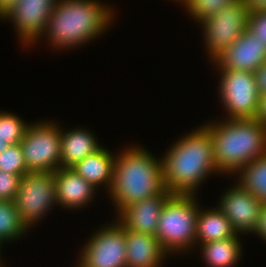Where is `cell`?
<instances>
[{
    "instance_id": "1",
    "label": "cell",
    "mask_w": 266,
    "mask_h": 267,
    "mask_svg": "<svg viewBox=\"0 0 266 267\" xmlns=\"http://www.w3.org/2000/svg\"><path fill=\"white\" fill-rule=\"evenodd\" d=\"M164 155L160 158L162 179L171 194L197 196V188L203 180L219 173L212 137L205 125L176 140Z\"/></svg>"
},
{
    "instance_id": "2",
    "label": "cell",
    "mask_w": 266,
    "mask_h": 267,
    "mask_svg": "<svg viewBox=\"0 0 266 267\" xmlns=\"http://www.w3.org/2000/svg\"><path fill=\"white\" fill-rule=\"evenodd\" d=\"M112 11L99 0H58L43 36L58 50L77 48L108 30L114 19Z\"/></svg>"
},
{
    "instance_id": "3",
    "label": "cell",
    "mask_w": 266,
    "mask_h": 267,
    "mask_svg": "<svg viewBox=\"0 0 266 267\" xmlns=\"http://www.w3.org/2000/svg\"><path fill=\"white\" fill-rule=\"evenodd\" d=\"M131 147L127 146L119 155L116 154L113 182L108 192L116 214L126 206L154 197L166 189L161 159L144 147Z\"/></svg>"
},
{
    "instance_id": "4",
    "label": "cell",
    "mask_w": 266,
    "mask_h": 267,
    "mask_svg": "<svg viewBox=\"0 0 266 267\" xmlns=\"http://www.w3.org/2000/svg\"><path fill=\"white\" fill-rule=\"evenodd\" d=\"M211 134L219 174H236L266 154V125L257 118L228 119L205 125Z\"/></svg>"
},
{
    "instance_id": "5",
    "label": "cell",
    "mask_w": 266,
    "mask_h": 267,
    "mask_svg": "<svg viewBox=\"0 0 266 267\" xmlns=\"http://www.w3.org/2000/svg\"><path fill=\"white\" fill-rule=\"evenodd\" d=\"M197 201L195 195L172 194L163 205L155 236L167 254L195 249Z\"/></svg>"
},
{
    "instance_id": "6",
    "label": "cell",
    "mask_w": 266,
    "mask_h": 267,
    "mask_svg": "<svg viewBox=\"0 0 266 267\" xmlns=\"http://www.w3.org/2000/svg\"><path fill=\"white\" fill-rule=\"evenodd\" d=\"M59 128L54 121L28 123L20 146L29 172H55L60 168Z\"/></svg>"
},
{
    "instance_id": "7",
    "label": "cell",
    "mask_w": 266,
    "mask_h": 267,
    "mask_svg": "<svg viewBox=\"0 0 266 267\" xmlns=\"http://www.w3.org/2000/svg\"><path fill=\"white\" fill-rule=\"evenodd\" d=\"M14 204L29 230L57 205L55 172L25 173L21 177Z\"/></svg>"
},
{
    "instance_id": "8",
    "label": "cell",
    "mask_w": 266,
    "mask_h": 267,
    "mask_svg": "<svg viewBox=\"0 0 266 267\" xmlns=\"http://www.w3.org/2000/svg\"><path fill=\"white\" fill-rule=\"evenodd\" d=\"M249 11L243 0H235L200 23L208 57L213 61L229 48L248 25Z\"/></svg>"
},
{
    "instance_id": "9",
    "label": "cell",
    "mask_w": 266,
    "mask_h": 267,
    "mask_svg": "<svg viewBox=\"0 0 266 267\" xmlns=\"http://www.w3.org/2000/svg\"><path fill=\"white\" fill-rule=\"evenodd\" d=\"M220 70L218 90L228 119L257 118L260 95L252 72Z\"/></svg>"
},
{
    "instance_id": "10",
    "label": "cell",
    "mask_w": 266,
    "mask_h": 267,
    "mask_svg": "<svg viewBox=\"0 0 266 267\" xmlns=\"http://www.w3.org/2000/svg\"><path fill=\"white\" fill-rule=\"evenodd\" d=\"M125 229L116 221L94 232L81 250L77 267H126Z\"/></svg>"
},
{
    "instance_id": "11",
    "label": "cell",
    "mask_w": 266,
    "mask_h": 267,
    "mask_svg": "<svg viewBox=\"0 0 266 267\" xmlns=\"http://www.w3.org/2000/svg\"><path fill=\"white\" fill-rule=\"evenodd\" d=\"M57 2L58 0H17L0 19H10L21 44L28 47L42 38Z\"/></svg>"
},
{
    "instance_id": "12",
    "label": "cell",
    "mask_w": 266,
    "mask_h": 267,
    "mask_svg": "<svg viewBox=\"0 0 266 267\" xmlns=\"http://www.w3.org/2000/svg\"><path fill=\"white\" fill-rule=\"evenodd\" d=\"M236 183L222 194L217 206L226 215L237 234H253L263 203Z\"/></svg>"
},
{
    "instance_id": "13",
    "label": "cell",
    "mask_w": 266,
    "mask_h": 267,
    "mask_svg": "<svg viewBox=\"0 0 266 267\" xmlns=\"http://www.w3.org/2000/svg\"><path fill=\"white\" fill-rule=\"evenodd\" d=\"M266 61V46L248 28L212 62L217 69L254 72Z\"/></svg>"
},
{
    "instance_id": "14",
    "label": "cell",
    "mask_w": 266,
    "mask_h": 267,
    "mask_svg": "<svg viewBox=\"0 0 266 267\" xmlns=\"http://www.w3.org/2000/svg\"><path fill=\"white\" fill-rule=\"evenodd\" d=\"M172 194L165 189L154 197L132 203L117 215V221L125 230L155 235L160 213Z\"/></svg>"
},
{
    "instance_id": "15",
    "label": "cell",
    "mask_w": 266,
    "mask_h": 267,
    "mask_svg": "<svg viewBox=\"0 0 266 267\" xmlns=\"http://www.w3.org/2000/svg\"><path fill=\"white\" fill-rule=\"evenodd\" d=\"M57 206L77 209L92 202L96 188L72 168H59L55 171Z\"/></svg>"
},
{
    "instance_id": "16",
    "label": "cell",
    "mask_w": 266,
    "mask_h": 267,
    "mask_svg": "<svg viewBox=\"0 0 266 267\" xmlns=\"http://www.w3.org/2000/svg\"><path fill=\"white\" fill-rule=\"evenodd\" d=\"M125 240L126 267H162L168 254L155 235L125 230Z\"/></svg>"
},
{
    "instance_id": "17",
    "label": "cell",
    "mask_w": 266,
    "mask_h": 267,
    "mask_svg": "<svg viewBox=\"0 0 266 267\" xmlns=\"http://www.w3.org/2000/svg\"><path fill=\"white\" fill-rule=\"evenodd\" d=\"M94 134L87 129H61L60 168H72L86 156L102 148Z\"/></svg>"
},
{
    "instance_id": "18",
    "label": "cell",
    "mask_w": 266,
    "mask_h": 267,
    "mask_svg": "<svg viewBox=\"0 0 266 267\" xmlns=\"http://www.w3.org/2000/svg\"><path fill=\"white\" fill-rule=\"evenodd\" d=\"M115 161L116 154L114 155V153L112 154L108 149L102 147L95 153L86 156L72 169L96 189H99L100 185H104L107 193L113 182Z\"/></svg>"
},
{
    "instance_id": "19",
    "label": "cell",
    "mask_w": 266,
    "mask_h": 267,
    "mask_svg": "<svg viewBox=\"0 0 266 267\" xmlns=\"http://www.w3.org/2000/svg\"><path fill=\"white\" fill-rule=\"evenodd\" d=\"M196 226L197 245L239 235L233 230L230 221L218 206L206 210L200 207Z\"/></svg>"
},
{
    "instance_id": "20",
    "label": "cell",
    "mask_w": 266,
    "mask_h": 267,
    "mask_svg": "<svg viewBox=\"0 0 266 267\" xmlns=\"http://www.w3.org/2000/svg\"><path fill=\"white\" fill-rule=\"evenodd\" d=\"M240 236L199 244L200 253L209 267H235L240 261Z\"/></svg>"
},
{
    "instance_id": "21",
    "label": "cell",
    "mask_w": 266,
    "mask_h": 267,
    "mask_svg": "<svg viewBox=\"0 0 266 267\" xmlns=\"http://www.w3.org/2000/svg\"><path fill=\"white\" fill-rule=\"evenodd\" d=\"M236 175L239 176L236 182H239L242 188L261 203H266V154L246 164Z\"/></svg>"
},
{
    "instance_id": "22",
    "label": "cell",
    "mask_w": 266,
    "mask_h": 267,
    "mask_svg": "<svg viewBox=\"0 0 266 267\" xmlns=\"http://www.w3.org/2000/svg\"><path fill=\"white\" fill-rule=\"evenodd\" d=\"M28 228L22 222L14 201L0 200V243L19 240L28 232Z\"/></svg>"
},
{
    "instance_id": "23",
    "label": "cell",
    "mask_w": 266,
    "mask_h": 267,
    "mask_svg": "<svg viewBox=\"0 0 266 267\" xmlns=\"http://www.w3.org/2000/svg\"><path fill=\"white\" fill-rule=\"evenodd\" d=\"M28 124L12 112L0 111V139L9 145L18 144L24 137Z\"/></svg>"
},
{
    "instance_id": "24",
    "label": "cell",
    "mask_w": 266,
    "mask_h": 267,
    "mask_svg": "<svg viewBox=\"0 0 266 267\" xmlns=\"http://www.w3.org/2000/svg\"><path fill=\"white\" fill-rule=\"evenodd\" d=\"M235 0H184L181 5H184L187 9V13L192 18L201 23L206 18L212 16L214 13H218L228 4H231Z\"/></svg>"
},
{
    "instance_id": "25",
    "label": "cell",
    "mask_w": 266,
    "mask_h": 267,
    "mask_svg": "<svg viewBox=\"0 0 266 267\" xmlns=\"http://www.w3.org/2000/svg\"><path fill=\"white\" fill-rule=\"evenodd\" d=\"M0 170L23 176L28 173L20 143L9 145L0 153Z\"/></svg>"
},
{
    "instance_id": "26",
    "label": "cell",
    "mask_w": 266,
    "mask_h": 267,
    "mask_svg": "<svg viewBox=\"0 0 266 267\" xmlns=\"http://www.w3.org/2000/svg\"><path fill=\"white\" fill-rule=\"evenodd\" d=\"M21 176L0 170V200L14 201Z\"/></svg>"
},
{
    "instance_id": "27",
    "label": "cell",
    "mask_w": 266,
    "mask_h": 267,
    "mask_svg": "<svg viewBox=\"0 0 266 267\" xmlns=\"http://www.w3.org/2000/svg\"><path fill=\"white\" fill-rule=\"evenodd\" d=\"M247 28L266 46V11L249 12Z\"/></svg>"
},
{
    "instance_id": "28",
    "label": "cell",
    "mask_w": 266,
    "mask_h": 267,
    "mask_svg": "<svg viewBox=\"0 0 266 267\" xmlns=\"http://www.w3.org/2000/svg\"><path fill=\"white\" fill-rule=\"evenodd\" d=\"M257 91L260 96L266 94V61L260 65L254 72Z\"/></svg>"
},
{
    "instance_id": "29",
    "label": "cell",
    "mask_w": 266,
    "mask_h": 267,
    "mask_svg": "<svg viewBox=\"0 0 266 267\" xmlns=\"http://www.w3.org/2000/svg\"><path fill=\"white\" fill-rule=\"evenodd\" d=\"M255 235H259L261 239L266 240V203L263 204L262 210L259 216L257 228L254 231ZM266 242V241H265Z\"/></svg>"
},
{
    "instance_id": "30",
    "label": "cell",
    "mask_w": 266,
    "mask_h": 267,
    "mask_svg": "<svg viewBox=\"0 0 266 267\" xmlns=\"http://www.w3.org/2000/svg\"><path fill=\"white\" fill-rule=\"evenodd\" d=\"M249 12L266 11V0H243Z\"/></svg>"
},
{
    "instance_id": "31",
    "label": "cell",
    "mask_w": 266,
    "mask_h": 267,
    "mask_svg": "<svg viewBox=\"0 0 266 267\" xmlns=\"http://www.w3.org/2000/svg\"><path fill=\"white\" fill-rule=\"evenodd\" d=\"M257 119L266 125V94L260 96Z\"/></svg>"
},
{
    "instance_id": "32",
    "label": "cell",
    "mask_w": 266,
    "mask_h": 267,
    "mask_svg": "<svg viewBox=\"0 0 266 267\" xmlns=\"http://www.w3.org/2000/svg\"><path fill=\"white\" fill-rule=\"evenodd\" d=\"M17 0H0V17L11 8Z\"/></svg>"
},
{
    "instance_id": "33",
    "label": "cell",
    "mask_w": 266,
    "mask_h": 267,
    "mask_svg": "<svg viewBox=\"0 0 266 267\" xmlns=\"http://www.w3.org/2000/svg\"><path fill=\"white\" fill-rule=\"evenodd\" d=\"M8 146L9 144H7L5 140L0 139V153L4 151Z\"/></svg>"
},
{
    "instance_id": "34",
    "label": "cell",
    "mask_w": 266,
    "mask_h": 267,
    "mask_svg": "<svg viewBox=\"0 0 266 267\" xmlns=\"http://www.w3.org/2000/svg\"><path fill=\"white\" fill-rule=\"evenodd\" d=\"M1 245H2V244L0 243V249H1V250H0V253H1V251H2V247H1ZM1 257H2V256H1V254H0V260H1ZM1 262H2V261H0V267H4V266L1 265Z\"/></svg>"
}]
</instances>
